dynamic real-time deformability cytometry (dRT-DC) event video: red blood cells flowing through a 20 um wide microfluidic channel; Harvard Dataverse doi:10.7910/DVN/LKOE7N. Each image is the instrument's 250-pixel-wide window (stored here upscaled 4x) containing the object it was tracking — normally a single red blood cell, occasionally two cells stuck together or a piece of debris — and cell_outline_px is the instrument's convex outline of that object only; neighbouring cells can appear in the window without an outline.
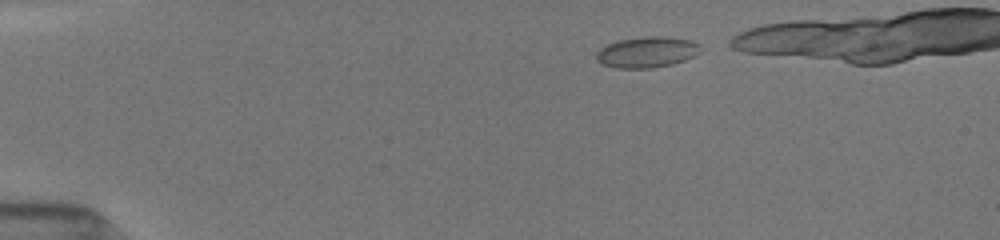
{"species": "common noctule bat (a hibernating species)", "species_latin": "Nyctalus noctula", "temperature_condition": "room temperature", "stored_images_in_passage": 40, "camera_frame_rate_fps": 3000, "um_per_image_px": 0.085, "animal": {"sex": "female", "body_mass_g": 19.5, "forearm_length_mm": 54.1}, "frame": {"image": 1, "passage_image": 1, "time_ms": 0.0, "image_size_px": [1000, 240], "cell_outline_px": [[704, 48], [696, 56], [672, 64], [652, 68], [616, 68], [600, 64], [596, 60], [596, 52], [604, 44], [620, 40], [644, 36], [668, 36], [692, 40], [700, 44]], "centroid_in_image_um": [55.01, 4.42], "position_along_channel_um": 30.0, "area_um2": 19.25}}
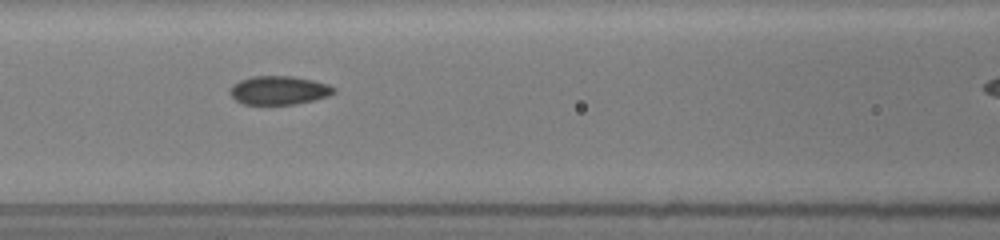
{"frame": {"image": 2, "passage_image": 18, "time_ms": 4.667, "image_size_px": [1000, 240], "cell_outline_px": [[336, 92], [328, 96], [296, 104], [244, 104], [236, 100], [228, 92], [228, 88], [232, 84], [240, 80], [252, 76], [292, 76], [312, 80], [328, 84], [336, 88]], "centroid_in_image_um": [23.69, 7.67], "position_along_channel_um": 142.9, "area_um2": 17.4}}
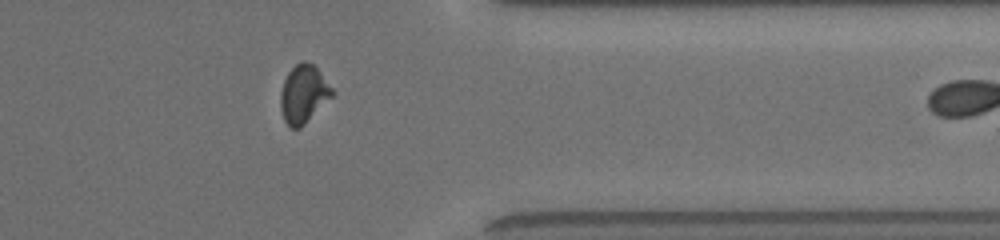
{"frame": {"image": 3, "passage_image": 39, "time_ms": 11.0, "image_size_px": [1000, 240], "cell_outline_px": [[336, 92], [300, 128], [288, 128], [284, 120], [280, 108], [280, 92], [284, 80], [288, 72], [300, 60], [304, 60], [312, 64], [320, 72]], "centroid_in_image_um": [25.78, 7.99], "position_along_channel_um": 385.6, "area_um2": 17.46}}